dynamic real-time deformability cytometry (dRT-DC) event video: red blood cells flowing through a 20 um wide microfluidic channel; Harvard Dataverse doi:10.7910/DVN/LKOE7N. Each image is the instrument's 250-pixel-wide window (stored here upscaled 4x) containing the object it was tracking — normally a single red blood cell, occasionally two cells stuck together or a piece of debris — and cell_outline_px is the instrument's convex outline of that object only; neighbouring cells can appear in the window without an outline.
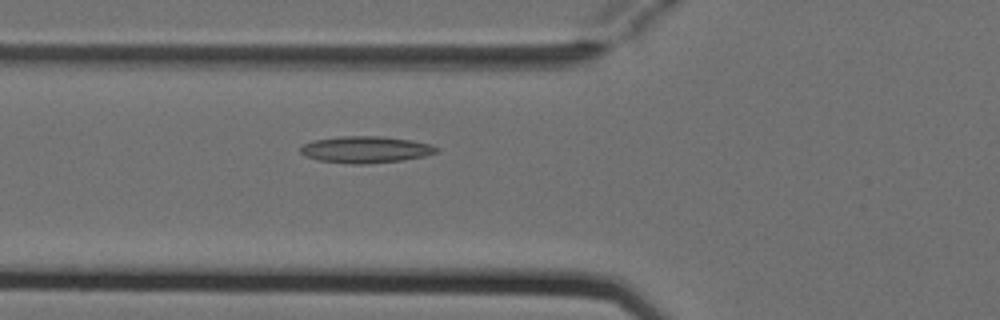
{"species": "Egyptian fruit bat (a non-hibernating species)", "species_latin": "Rousettus aegyptiacus", "temperature_condition": "cold", "stored_images_in_passage": 5, "camera_frame_rate_fps": 3000, "um_per_image_px": 0.085, "animal": {"sex": "female"}, "frame": {"image": 1, "passage_image": 5, "time_ms": 1.333, "image_size_px": [1000, 320], "cell_outline_px": [[440, 148], [436, 152], [424, 156], [404, 160], [364, 164], [352, 164], [320, 160], [304, 156], [300, 152], [300, 148], [304, 144], [312, 140], [340, 136], [380, 136], [412, 140], [432, 144]], "centroid_in_image_um": [31.09, 12.7], "position_along_channel_um": 94.7, "area_um2": 21.21}}